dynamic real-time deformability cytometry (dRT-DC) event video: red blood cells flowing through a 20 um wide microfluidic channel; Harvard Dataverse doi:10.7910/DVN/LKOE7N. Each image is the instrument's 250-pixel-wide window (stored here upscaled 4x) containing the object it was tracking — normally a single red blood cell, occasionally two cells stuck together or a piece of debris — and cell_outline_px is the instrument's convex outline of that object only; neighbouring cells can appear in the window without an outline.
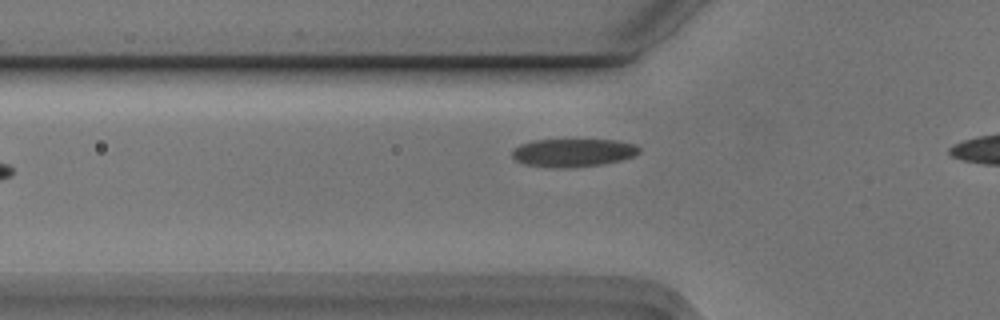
{"species": "Egyptian fruit bat (a non-hibernating species)", "species_latin": "Rousettus aegyptiacus", "temperature_condition": "cold", "stored_images_in_passage": 3, "camera_frame_rate_fps": 3000, "um_per_image_px": 0.085, "animal": {"sex": "male"}, "frame": {"image": 1, "passage_image": 3, "time_ms": 0.667, "image_size_px": [1000, 320], "cell_outline_px": [[640, 152], [632, 156], [620, 160], [600, 164], [568, 168], [552, 168], [524, 164], [516, 160], [512, 156], [512, 152], [520, 144], [532, 140], [616, 140], [636, 144], [640, 148]], "centroid_in_image_um": [48.7, 12.98], "position_along_channel_um": 77.1, "area_um2": 20.75}}